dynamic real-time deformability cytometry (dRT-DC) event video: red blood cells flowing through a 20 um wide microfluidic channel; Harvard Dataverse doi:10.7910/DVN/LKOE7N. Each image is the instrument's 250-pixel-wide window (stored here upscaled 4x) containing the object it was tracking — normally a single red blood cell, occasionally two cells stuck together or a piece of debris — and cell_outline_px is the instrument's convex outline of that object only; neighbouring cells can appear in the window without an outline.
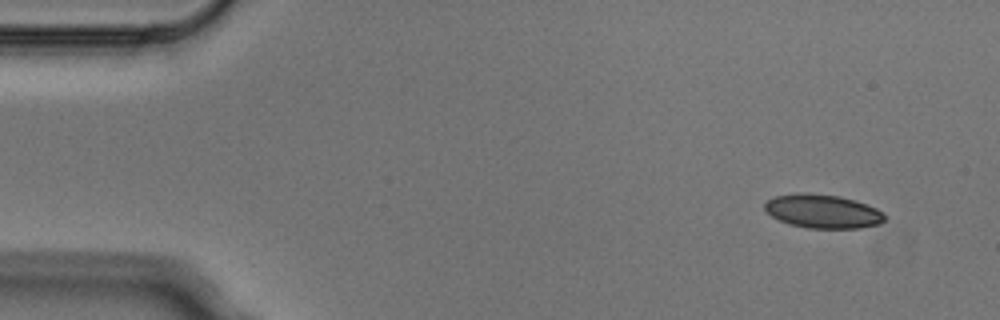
{"species": "Egyptian fruit bat (a non-hibernating species)", "species_latin": "Rousettus aegyptiacus", "temperature_condition": "cold", "stored_images_in_passage": 4, "segment_of_instrument_passage": [1, 2], "camera_frame_rate_fps": 3000, "um_per_image_px": 0.085, "animal": {"sex": "male"}, "frame": {"image": 1, "passage_image": 1, "time_ms": 0.0, "image_size_px": [1000, 320], "cell_outline_px": [[888, 216], [880, 224], [860, 228], [808, 228], [788, 224], [772, 216], [764, 208], [764, 204], [768, 200], [776, 196], [796, 192], [808, 192], [840, 196], [856, 200], [868, 204], [884, 212]], "centroid_in_image_um": [69.98, 17.95], "position_along_channel_um": 15.0, "area_um2": 23.93}}
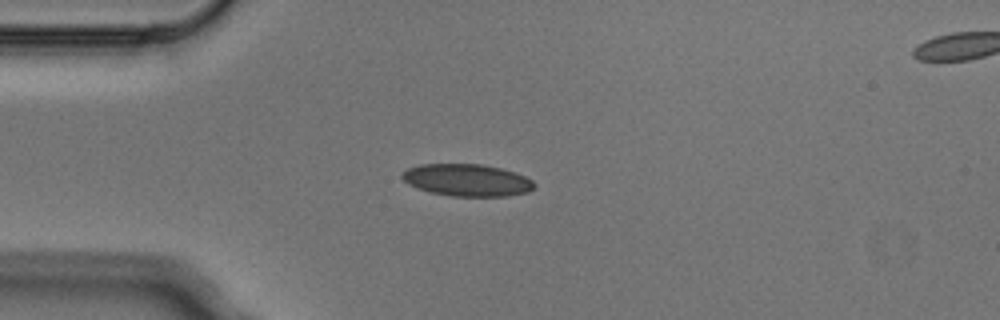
{"frame": {"image": 2, "passage_image": 3, "time_ms": 0.667, "image_size_px": [1000, 320], "cell_outline_px": [[536, 184], [528, 192], [508, 196], [452, 196], [432, 192], [416, 188], [408, 184], [400, 176], [408, 168], [420, 164], [484, 164], [500, 168], [524, 176], [532, 180]], "centroid_in_image_um": [39.69, 15.31], "position_along_channel_um": 45.3, "area_um2": 24.62}}